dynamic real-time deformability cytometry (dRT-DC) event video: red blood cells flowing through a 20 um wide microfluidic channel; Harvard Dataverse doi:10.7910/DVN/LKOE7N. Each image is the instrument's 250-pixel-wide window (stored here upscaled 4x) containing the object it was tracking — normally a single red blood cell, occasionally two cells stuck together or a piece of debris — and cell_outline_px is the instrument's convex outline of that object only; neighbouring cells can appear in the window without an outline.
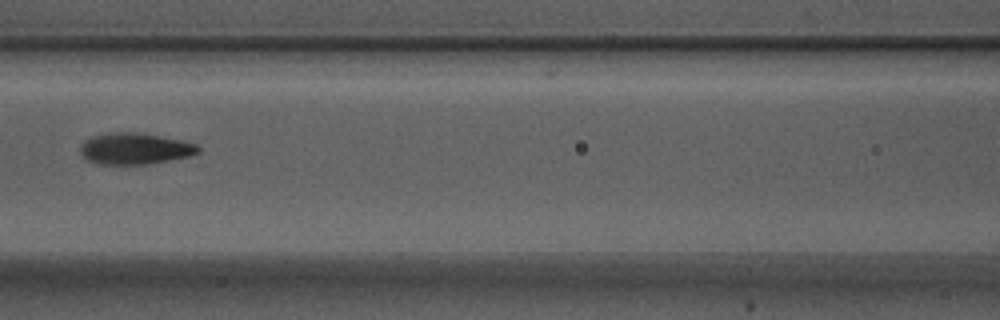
{"species": "Egyptian fruit bat (a non-hibernating species)", "species_latin": "Rousettus aegyptiacus", "temperature_condition": "warm", "stored_images_in_passage": 7, "camera_frame_rate_fps": 3000, "um_per_image_px": 0.085, "animal": {"sex": "male"}, "frame": {"image": 1, "passage_image": 7, "time_ms": 2.0, "image_size_px": [1000, 320], "cell_outline_px": [[200, 152], [188, 156], [148, 164], [96, 164], [88, 160], [80, 152], [80, 144], [84, 140], [92, 136], [116, 132], [136, 132], [184, 140], [196, 144], [200, 148]], "centroid_in_image_um": [11.46, 12.63], "position_along_channel_um": 155.1, "area_um2": 21.5}}